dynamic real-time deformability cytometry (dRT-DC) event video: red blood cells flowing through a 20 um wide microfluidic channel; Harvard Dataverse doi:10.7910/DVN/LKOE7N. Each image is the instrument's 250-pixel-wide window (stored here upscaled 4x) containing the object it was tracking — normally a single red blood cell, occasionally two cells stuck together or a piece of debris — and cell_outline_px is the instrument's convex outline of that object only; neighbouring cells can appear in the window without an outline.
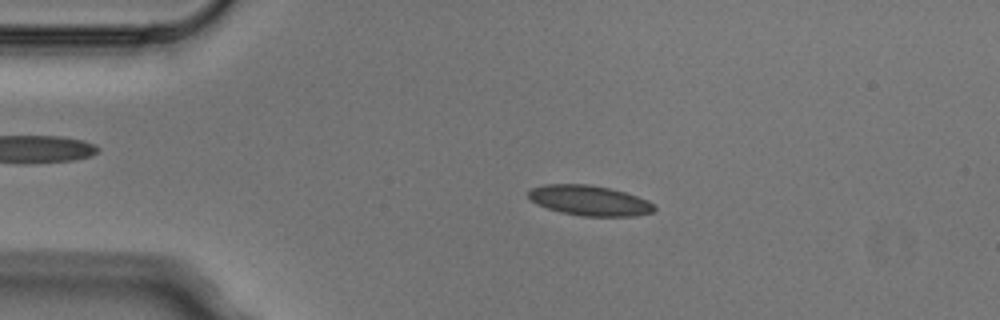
{"species": "Egyptian fruit bat (a non-hibernating species)", "species_latin": "Rousettus aegyptiacus", "temperature_condition": "cold", "stored_images_in_passage": 3, "camera_frame_rate_fps": 3000, "um_per_image_px": 0.085, "animal": {"sex": "male"}, "frame": {"image": 1, "passage_image": 2, "time_ms": 0.333, "image_size_px": [1000, 320], "cell_outline_px": [[656, 208], [652, 212], [632, 216], [580, 216], [560, 212], [536, 204], [528, 196], [528, 192], [532, 188], [544, 184], [588, 184], [612, 188], [648, 200]], "centroid_in_image_um": [50.09, 17.04], "position_along_channel_um": 34.9, "area_um2": 22.08}}